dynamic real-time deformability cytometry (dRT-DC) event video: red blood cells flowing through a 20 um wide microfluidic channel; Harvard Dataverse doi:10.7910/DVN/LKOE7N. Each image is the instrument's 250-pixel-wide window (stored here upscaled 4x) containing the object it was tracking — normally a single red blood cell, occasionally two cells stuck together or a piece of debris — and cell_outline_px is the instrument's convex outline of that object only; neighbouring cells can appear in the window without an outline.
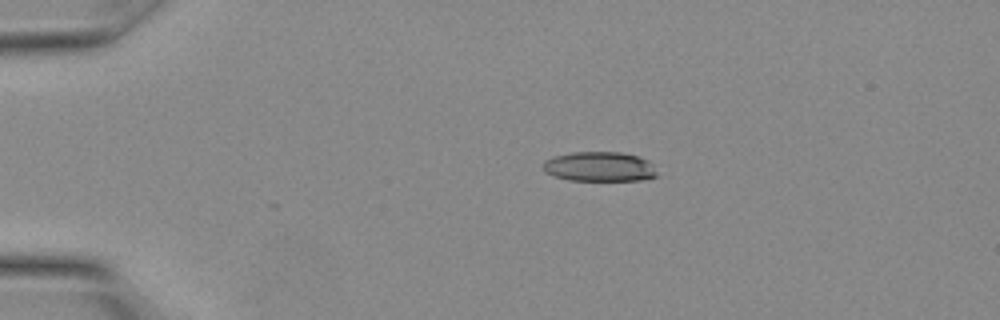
{"species": "Egyptian fruit bat (a non-hibernating species)", "species_latin": "Rousettus aegyptiacus", "temperature_condition": "warm", "stored_images_in_passage": 6, "camera_frame_rate_fps": 3000, "um_per_image_px": 0.085, "animal": {"sex": "female"}, "frame": {"image": 1, "passage_image": 1, "time_ms": 0.0, "image_size_px": [1000, 320], "cell_outline_px": [[656, 176], [640, 180], [568, 180], [552, 176], [544, 172], [544, 160], [552, 156], [572, 152], [620, 152], [640, 156], [648, 160], [656, 172]], "centroid_in_image_um": [50.91, 14.16], "position_along_channel_um": 34.1, "area_um2": 19.77}}
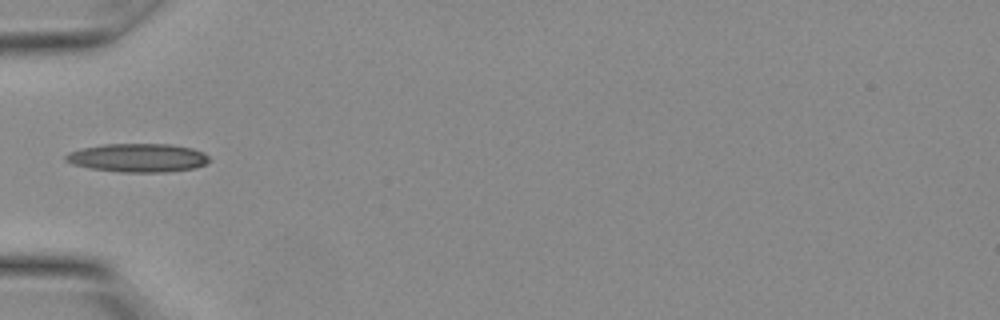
{"frame": {"image": 2, "passage_image": 5, "time_ms": 1.333, "image_size_px": [1000, 320], "cell_outline_px": [[212, 160], [196, 168], [168, 172], [120, 172], [88, 168], [72, 164], [64, 160], [64, 156], [68, 152], [84, 148], [104, 144], [172, 144], [192, 148], [204, 152]], "centroid_in_image_um": [11.74, 13.42], "position_along_channel_um": 73.3, "area_um2": 24.1}}